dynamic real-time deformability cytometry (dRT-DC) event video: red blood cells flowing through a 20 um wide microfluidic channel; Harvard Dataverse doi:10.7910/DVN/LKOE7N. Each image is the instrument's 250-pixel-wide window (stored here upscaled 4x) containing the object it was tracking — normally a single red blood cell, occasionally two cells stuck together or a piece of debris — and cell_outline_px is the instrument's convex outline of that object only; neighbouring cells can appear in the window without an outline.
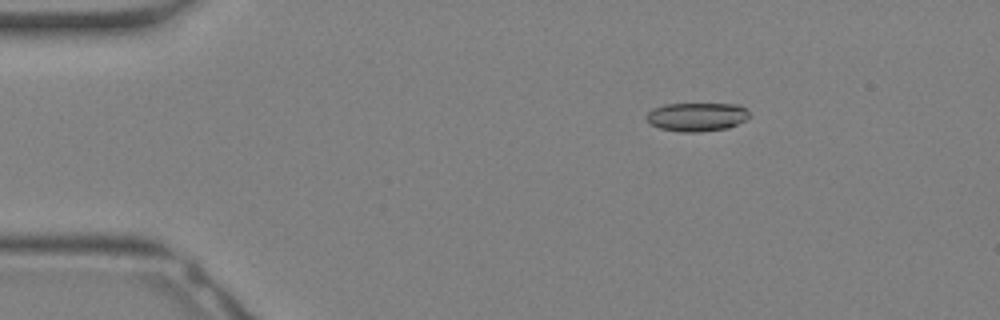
{"species": "Egyptian fruit bat (a non-hibernating species)", "species_latin": "Rousettus aegyptiacus", "temperature_condition": "warm", "stored_images_in_passage": 28, "camera_frame_rate_fps": 3000, "um_per_image_px": 0.085, "animal": {"sex": "female"}, "frame": {"image": 1, "passage_image": 1, "time_ms": 0.0, "image_size_px": [1000, 320], "cell_outline_px": [[748, 116], [744, 120], [728, 128], [700, 132], [680, 132], [660, 128], [652, 124], [644, 116], [652, 108], [664, 104], [740, 104], [748, 112]], "centroid_in_image_um": [59.19, 9.93], "position_along_channel_um": 25.8, "area_um2": 17.11}}
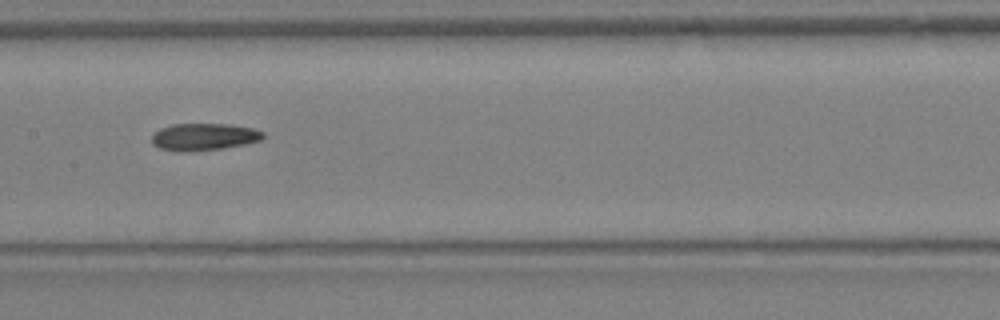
{"frame": {"image": 2, "passage_image": 12, "time_ms": 3.667, "image_size_px": [1000, 320], "cell_outline_px": [[264, 136], [260, 140], [244, 144], [224, 148], [184, 152], [160, 148], [152, 144], [152, 136], [160, 128], [172, 124], [232, 124], [252, 128], [264, 132]], "centroid_in_image_um": [17.33, 11.62], "position_along_channel_um": 190.1, "area_um2": 17.51}}
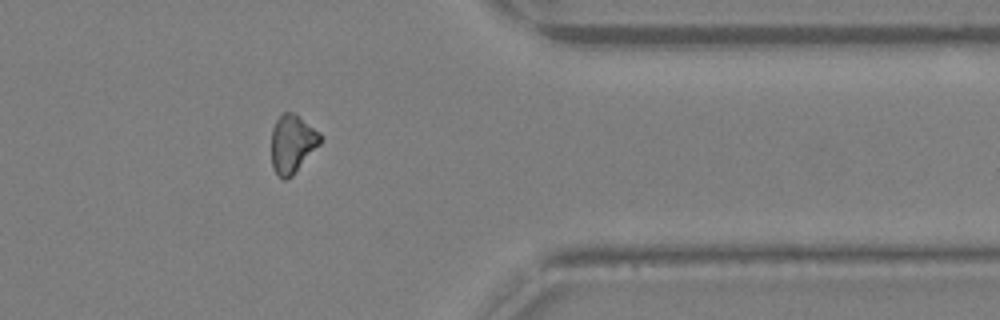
{"frame": {"image": 3, "passage_image": 22, "time_ms": 7.0, "image_size_px": [1000, 320], "cell_outline_px": [[320, 144], [292, 176], [284, 180], [272, 168], [272, 128], [276, 120], [284, 112], [292, 112], [320, 132]], "centroid_in_image_um": [24.83, 12.22], "position_along_channel_um": 386.6, "area_um2": 16.3}}